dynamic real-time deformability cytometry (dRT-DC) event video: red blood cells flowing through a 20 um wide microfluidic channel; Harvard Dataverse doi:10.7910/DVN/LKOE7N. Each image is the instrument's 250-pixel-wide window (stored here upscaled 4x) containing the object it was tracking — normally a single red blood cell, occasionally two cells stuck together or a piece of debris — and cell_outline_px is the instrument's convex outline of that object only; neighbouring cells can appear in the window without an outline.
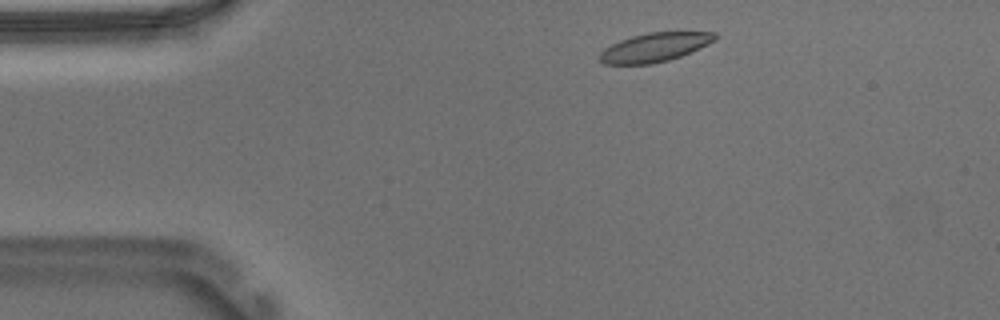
{"species": "Egyptian fruit bat (a non-hibernating species)", "species_latin": "Rousettus aegyptiacus", "temperature_condition": "warm", "stored_images_in_passage": 48, "camera_frame_rate_fps": 3000, "um_per_image_px": 0.085, "animal": {"sex": "male"}, "frame": {"image": 1, "passage_image": 3, "time_ms": 0.667, "image_size_px": [1000, 320], "cell_outline_px": [[716, 40], [680, 56], [668, 60], [652, 64], [604, 64], [600, 60], [600, 52], [604, 48], [620, 40], [632, 36], [648, 32], [716, 32]], "centroid_in_image_um": [55.62, 4.02], "position_along_channel_um": 29.4, "area_um2": 19.19}}
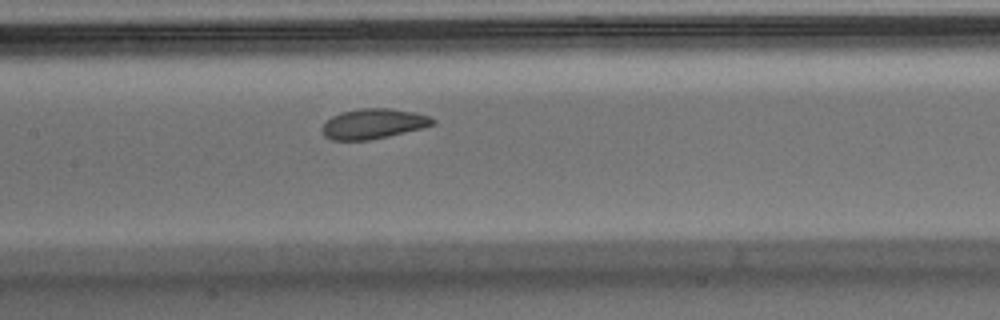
{"frame": {"image": 2, "passage_image": 19, "time_ms": 6.0, "image_size_px": [1000, 320], "cell_outline_px": [[436, 124], [388, 136], [368, 140], [332, 140], [324, 136], [324, 124], [332, 116], [340, 112], [360, 108], [388, 108], [416, 112], [428, 116], [436, 120]], "centroid_in_image_um": [31.75, 10.51], "position_along_channel_um": 175.6, "area_um2": 19.19}}
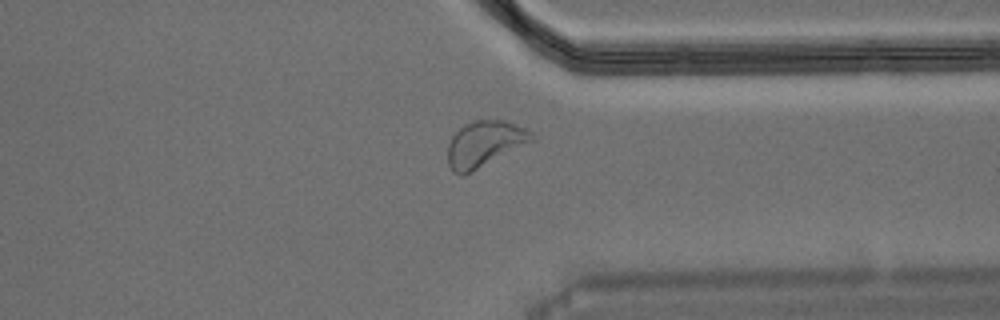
{"frame": {"image": 3, "passage_image": 35, "time_ms": 11.333, "image_size_px": [1000, 320], "cell_outline_px": [[536, 140], [460, 176], [452, 172], [448, 164], [448, 144], [452, 136], [464, 124], [476, 120], [504, 120], [524, 128], [532, 132], [536, 136]], "centroid_in_image_um": [41.19, 12.21], "position_along_channel_um": 370.2, "area_um2": 22.2}, "authors_computed_cell_mechanics": {"area_um2": 20.0855, "velocity_mm_per_s": 3.6832, "shape_relaxation_time_tau1_ms": 2.5288, "shape_relaxation_time_tau2_ms": 3.9021, "deformation_change_tau1": 0.0858, "deformation_change_tau2": 0.0969}}